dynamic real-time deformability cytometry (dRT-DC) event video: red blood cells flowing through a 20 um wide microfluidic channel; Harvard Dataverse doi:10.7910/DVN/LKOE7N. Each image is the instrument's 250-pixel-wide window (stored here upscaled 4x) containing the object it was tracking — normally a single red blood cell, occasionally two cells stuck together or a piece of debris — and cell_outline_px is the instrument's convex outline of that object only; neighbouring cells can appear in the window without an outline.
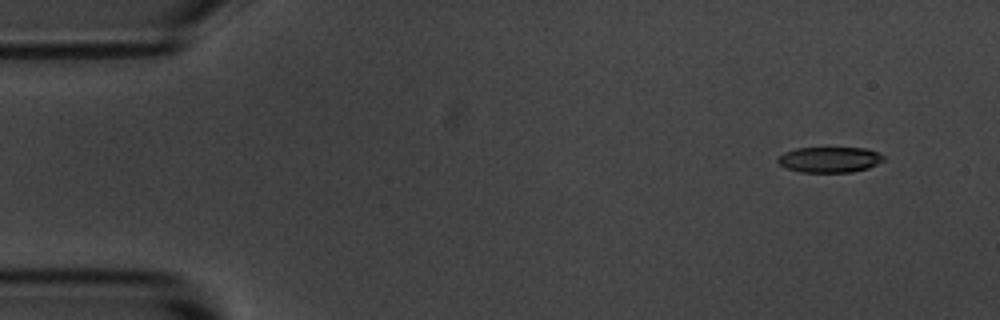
{"species": "common noctule bat (a hibernating species)", "species_latin": "Nyctalus noctula", "temperature_condition": "room temperature", "stored_images_in_passage": 5, "camera_frame_rate_fps": 3000, "um_per_image_px": 0.085, "animal": {"sex": "male", "body_mass_g": 20.1, "forearm_length_mm": 53.5}, "frame": {"image": 1, "passage_image": 2, "time_ms": 1.0, "image_size_px": [1000, 320], "cell_outline_px": [[884, 160], [868, 168], [852, 172], [800, 172], [788, 168], [780, 164], [776, 160], [784, 152], [796, 148], [864, 148], [876, 152], [884, 156]], "centroid_in_image_um": [70.51, 13.57], "position_along_channel_um": 14.5, "area_um2": 15.61}}
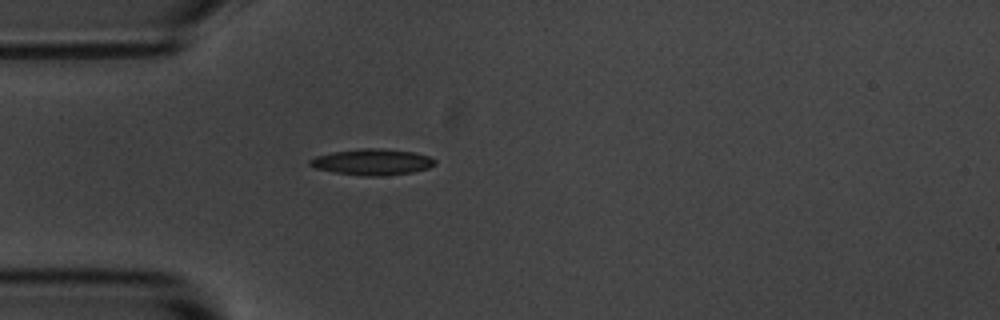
{"frame": {"image": 2, "passage_image": 5, "time_ms": 4.667, "image_size_px": [1000, 320], "cell_outline_px": [[436, 164], [428, 168], [412, 172], [380, 176], [360, 176], [336, 172], [316, 168], [308, 164], [308, 160], [316, 156], [332, 152], [360, 148], [376, 148], [412, 152], [428, 156], [436, 160]], "centroid_in_image_um": [31.62, 13.77], "position_along_channel_um": 53.4, "area_um2": 18.9}}